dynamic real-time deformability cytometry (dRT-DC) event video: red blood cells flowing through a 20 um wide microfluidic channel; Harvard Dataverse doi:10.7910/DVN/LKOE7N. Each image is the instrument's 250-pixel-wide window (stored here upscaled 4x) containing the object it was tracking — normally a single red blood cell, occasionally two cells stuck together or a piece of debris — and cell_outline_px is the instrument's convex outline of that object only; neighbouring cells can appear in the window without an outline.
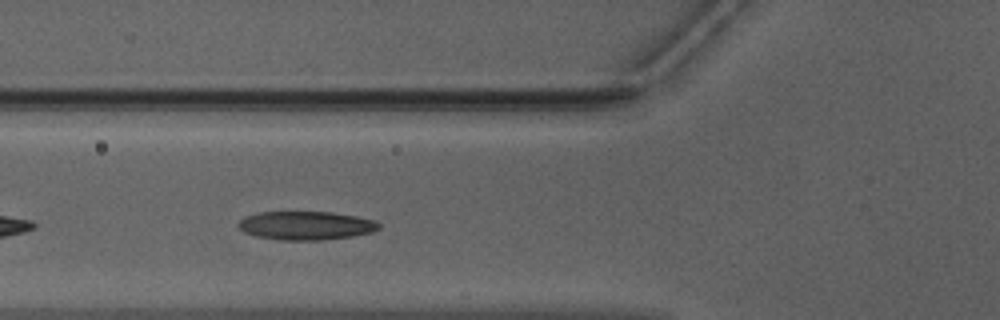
{"species": "Egyptian fruit bat (a non-hibernating species)", "species_latin": "Rousettus aegyptiacus", "temperature_condition": "warm", "stored_images_in_passage": 28, "camera_frame_rate_fps": 3000, "um_per_image_px": 0.085, "animal": {"sex": "male"}, "frame": {"image": 1, "passage_image": 5, "time_ms": 1.333, "image_size_px": [1000, 320], "cell_outline_px": [[380, 228], [372, 232], [352, 236], [320, 240], [280, 240], [256, 236], [244, 232], [236, 224], [244, 216], [260, 212], [332, 212], [356, 216], [376, 220], [380, 224]], "centroid_in_image_um": [26.0, 19.17], "position_along_channel_um": 99.8, "area_um2": 23.47}}
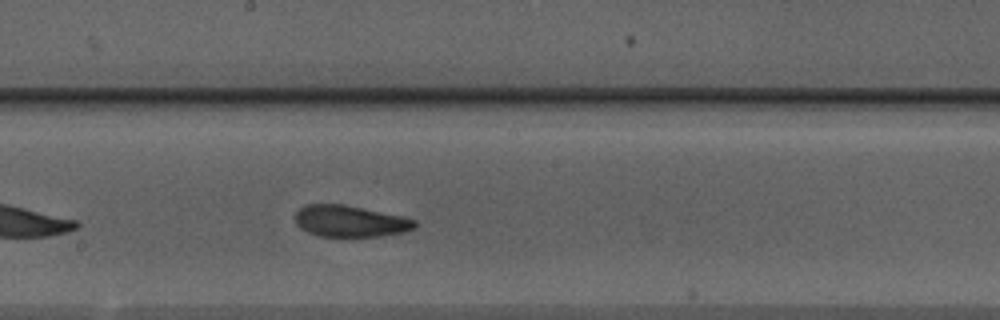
{"frame": {"image": 2, "passage_image": 14, "time_ms": 4.333, "image_size_px": [1000, 320], "cell_outline_px": [[416, 228], [404, 232], [380, 236], [316, 236], [300, 228], [296, 224], [296, 212], [304, 204], [344, 204], [400, 216], [416, 220]], "centroid_in_image_um": [29.73, 18.8], "position_along_channel_um": 218.5, "area_um2": 21.85}}
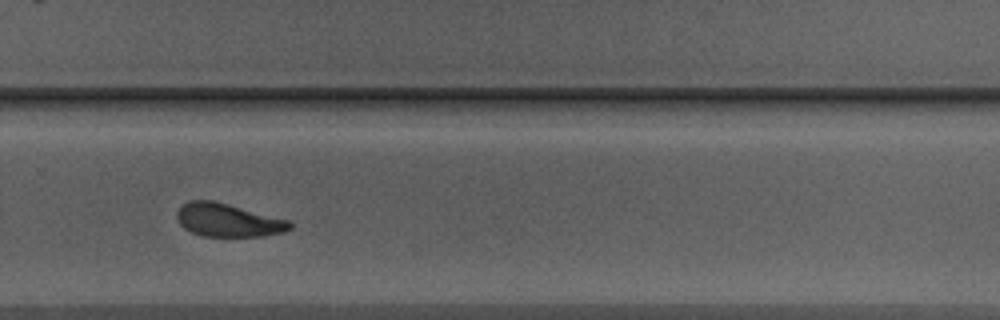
{"frame": {"image": 3, "passage_image": 21, "time_ms": 6.667, "image_size_px": [1000, 320], "cell_outline_px": [[292, 228], [284, 232], [264, 236], [200, 236], [184, 228], [180, 224], [176, 216], [176, 212], [188, 200], [212, 200], [228, 204], [288, 220], [292, 224]], "centroid_in_image_um": [19.37, 18.72], "position_along_channel_um": 310.4, "area_um2": 21.73}, "authors_computed_cell_mechanics": {"area_um2": 21.8484, "velocity_mm_per_s": 3.9521, "shape_relaxation_time_tau1_ms": 3.8441, "shape_relaxation_time_tau2_ms": 1.948, "deformation_change_tau1": 0.1324, "deformation_change_tau2": 0.0919}}